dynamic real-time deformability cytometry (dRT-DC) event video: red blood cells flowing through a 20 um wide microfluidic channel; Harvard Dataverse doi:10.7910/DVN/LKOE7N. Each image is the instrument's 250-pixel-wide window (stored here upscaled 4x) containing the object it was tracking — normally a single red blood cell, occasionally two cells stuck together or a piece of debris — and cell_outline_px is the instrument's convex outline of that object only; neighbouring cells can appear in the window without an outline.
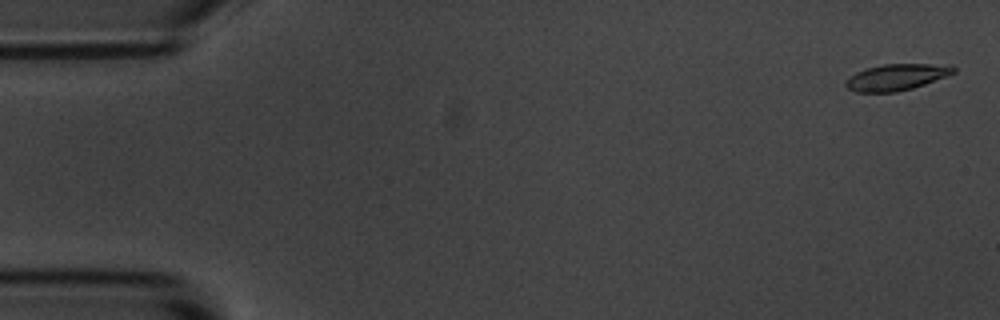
{"species": "common noctule bat (a hibernating species)", "species_latin": "Nyctalus noctula", "temperature_condition": "room temperature", "stored_images_in_passage": 5, "camera_frame_rate_fps": 3000, "um_per_image_px": 0.085, "animal": {"sex": "male", "body_mass_g": 20.1, "forearm_length_mm": 53.5}, "frame": {"image": 1, "passage_image": 1, "time_ms": 0.0, "image_size_px": [1000, 320], "cell_outline_px": [[956, 72], [924, 84], [912, 88], [896, 92], [856, 92], [848, 88], [844, 84], [844, 80], [856, 72], [868, 68], [884, 64], [952, 64], [956, 68]], "centroid_in_image_um": [76.21, 6.55], "position_along_channel_um": 8.8, "area_um2": 16.53}}
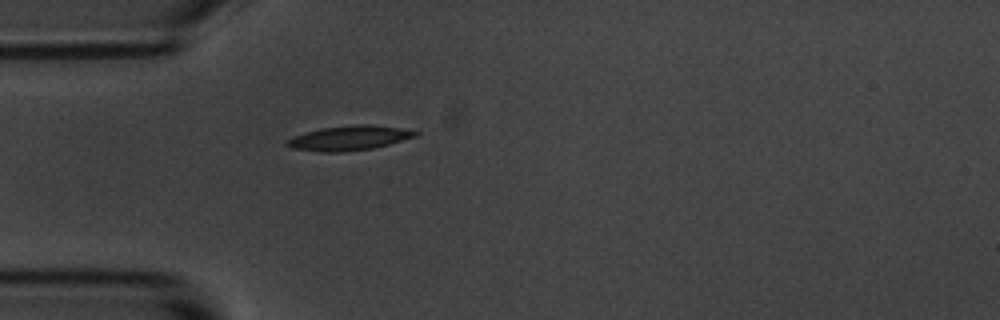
{"frame": {"image": 2, "passage_image": 5, "time_ms": 4.667, "image_size_px": [1000, 320], "cell_outline_px": [[420, 132], [416, 136], [388, 144], [372, 148], [340, 152], [320, 152], [292, 148], [284, 144], [284, 140], [292, 136], [320, 128], [356, 124], [368, 124], [400, 128]], "centroid_in_image_um": [29.6, 11.73], "position_along_channel_um": 55.4, "area_um2": 18.38}}